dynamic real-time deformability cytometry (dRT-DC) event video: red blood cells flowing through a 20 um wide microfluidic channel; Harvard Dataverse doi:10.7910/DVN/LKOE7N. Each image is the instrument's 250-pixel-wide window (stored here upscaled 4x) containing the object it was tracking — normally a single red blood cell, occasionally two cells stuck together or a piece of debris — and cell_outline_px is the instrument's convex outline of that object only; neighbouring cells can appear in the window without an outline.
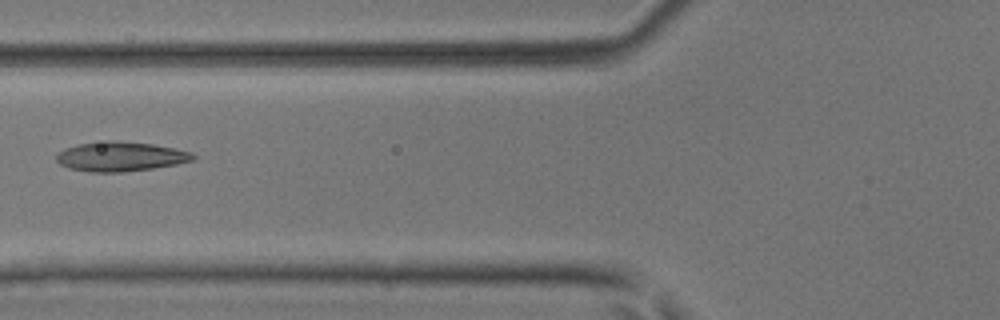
{"species": "common noctule bat (a hibernating species)", "species_latin": "Nyctalus noctula", "temperature_condition": "room temperature", "stored_images_in_passage": 7, "camera_frame_rate_fps": 3000, "um_per_image_px": 0.085, "animal": {"sex": "male", "body_mass_g": 17.9, "forearm_length_mm": 54.2}, "frame": {"image": 1, "passage_image": 6, "time_ms": 5.667, "image_size_px": [1000, 320], "cell_outline_px": [[196, 160], [176, 164], [152, 168], [124, 172], [88, 172], [68, 168], [60, 164], [56, 160], [56, 152], [64, 148], [76, 144], [108, 140], [112, 140], [152, 144], [192, 152], [196, 156]], "centroid_in_image_um": [10.2, 13.3], "position_along_channel_um": 115.6, "area_um2": 23.7}}
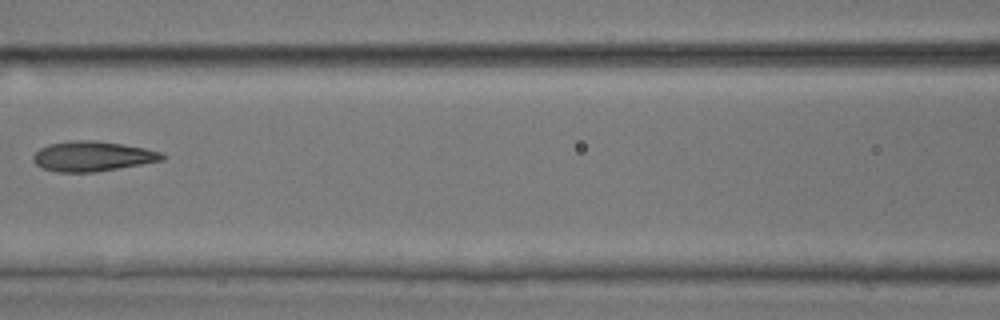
{"frame": {"image": 2, "passage_image": 7, "time_ms": 6.667, "image_size_px": [1000, 320], "cell_outline_px": [[168, 156], [164, 160], [96, 172], [56, 172], [40, 168], [32, 160], [32, 156], [40, 148], [48, 144], [68, 140], [96, 140], [144, 148], [164, 152]], "centroid_in_image_um": [7.86, 13.28], "position_along_channel_um": 158.7, "area_um2": 22.83}}